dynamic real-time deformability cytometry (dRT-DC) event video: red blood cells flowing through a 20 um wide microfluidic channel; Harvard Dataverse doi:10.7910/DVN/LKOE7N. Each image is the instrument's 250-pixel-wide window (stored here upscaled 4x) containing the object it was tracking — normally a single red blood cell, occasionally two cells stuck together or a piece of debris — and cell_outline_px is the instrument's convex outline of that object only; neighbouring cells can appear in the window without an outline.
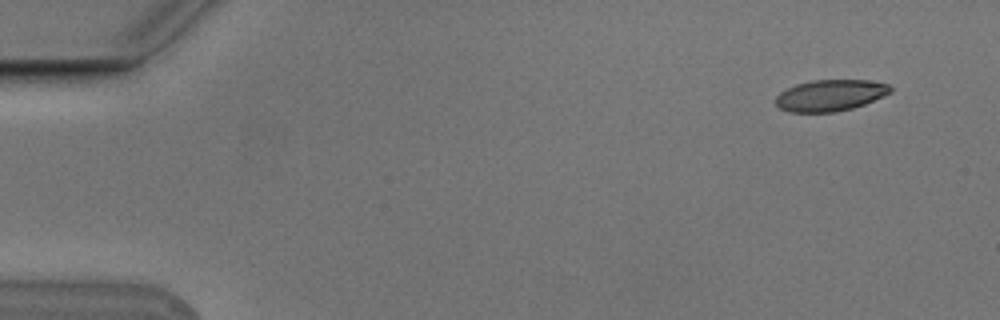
{"species": "Egyptian fruit bat (a non-hibernating species)", "species_latin": "Rousettus aegyptiacus", "temperature_condition": "cold", "stored_images_in_passage": 7, "camera_frame_rate_fps": 3000, "um_per_image_px": 0.085, "animal": {"sex": "male"}, "frame": {"image": 1, "passage_image": 1, "time_ms": 0.0, "image_size_px": [1000, 320], "cell_outline_px": [[892, 92], [884, 96], [864, 104], [852, 108], [836, 112], [788, 112], [780, 108], [776, 104], [776, 96], [780, 92], [796, 84], [812, 80], [868, 80], [888, 84], [892, 88]], "centroid_in_image_um": [70.58, 8.1], "position_along_channel_um": 14.4, "area_um2": 20.98}}
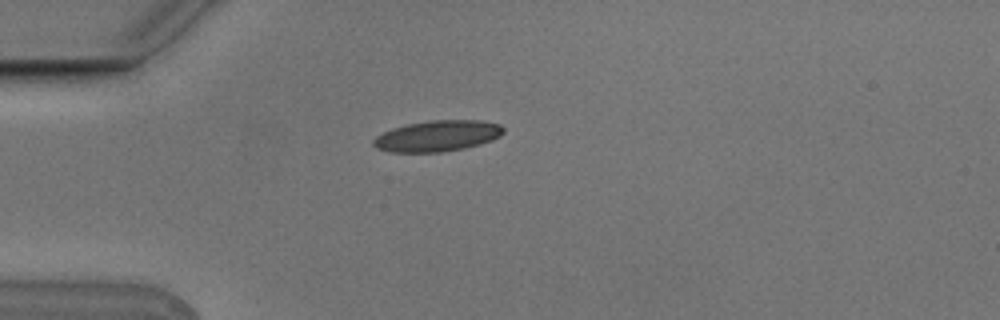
{"frame": {"image": 2, "passage_image": 4, "time_ms": 1.0, "image_size_px": [1000, 320], "cell_outline_px": [[504, 132], [500, 136], [492, 140], [480, 144], [464, 148], [440, 152], [388, 152], [376, 148], [372, 144], [372, 140], [376, 136], [392, 128], [408, 124], [432, 120], [480, 120], [500, 124], [504, 128]], "centroid_in_image_um": [37.18, 11.55], "position_along_channel_um": 47.8, "area_um2": 23.52}}
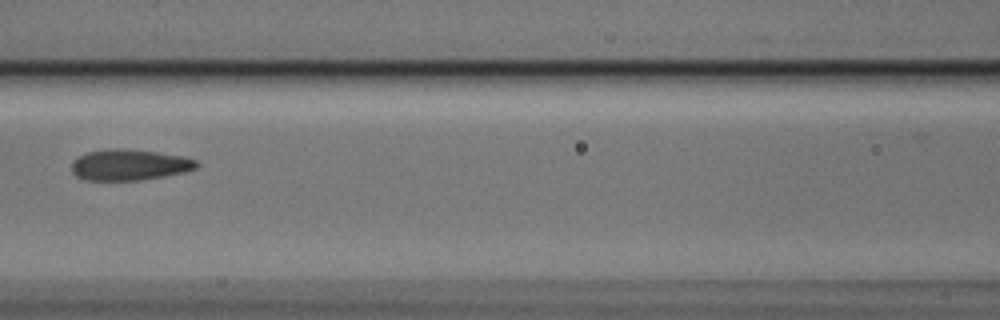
{"frame": {"image": 3, "passage_image": 7, "time_ms": 2.0, "image_size_px": [1000, 320], "cell_outline_px": [[200, 164], [196, 168], [184, 172], [164, 176], [140, 180], [84, 180], [76, 176], [72, 172], [72, 160], [88, 152], [116, 148], [124, 148], [156, 152], [180, 156], [196, 160]], "centroid_in_image_um": [10.98, 14.02], "position_along_channel_um": 155.6, "area_um2": 22.43}}